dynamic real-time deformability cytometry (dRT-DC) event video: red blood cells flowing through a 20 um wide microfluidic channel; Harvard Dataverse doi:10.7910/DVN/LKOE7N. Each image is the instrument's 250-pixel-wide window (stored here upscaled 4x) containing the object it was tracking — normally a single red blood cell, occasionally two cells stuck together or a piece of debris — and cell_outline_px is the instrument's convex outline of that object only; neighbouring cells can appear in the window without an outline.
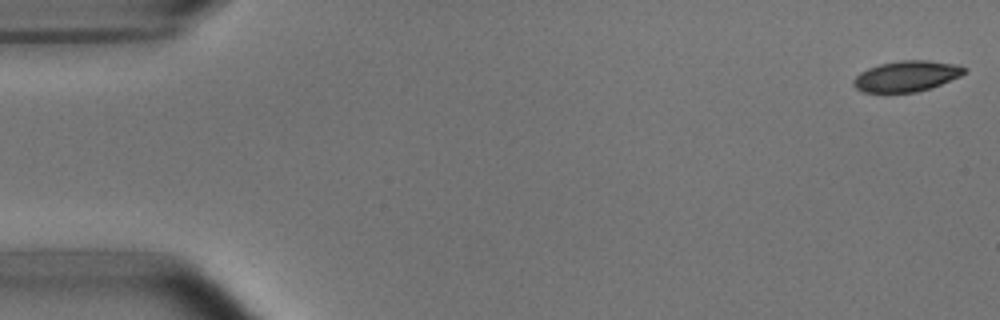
{"species": "common noctule bat (a hibernating species)", "species_latin": "Nyctalus noctula", "temperature_condition": "room temperature", "stored_images_in_passage": 52, "camera_frame_rate_fps": 3000, "um_per_image_px": 0.085, "animal": {"sex": "male", "body_mass_g": 15.6}, "frame": {"image": 1, "passage_image": 1, "time_ms": 0.0, "image_size_px": [1000, 320], "cell_outline_px": [[968, 72], [960, 76], [932, 88], [916, 92], [864, 92], [856, 88], [852, 84], [852, 80], [860, 72], [868, 68], [880, 64], [900, 60], [928, 60], [960, 64], [968, 68]], "centroid_in_image_um": [77.11, 6.46], "position_along_channel_um": 7.9, "area_um2": 20.11}}
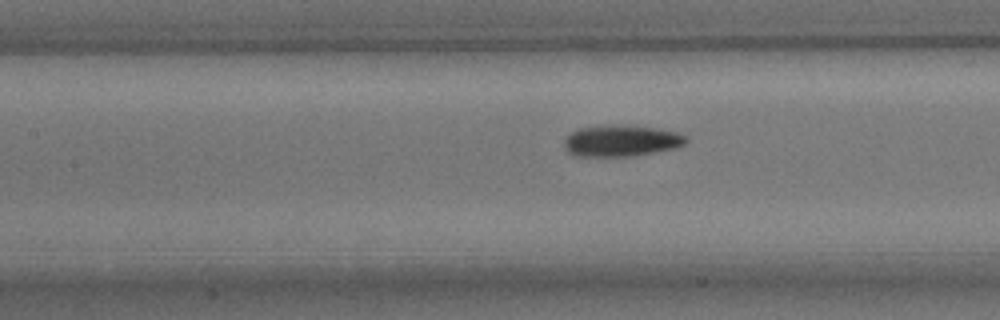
{"frame": {"image": 2, "passage_image": 23, "time_ms": 7.333, "image_size_px": [1000, 320], "cell_outline_px": [[688, 140], [684, 144], [676, 148], [628, 156], [576, 156], [568, 152], [564, 144], [564, 140], [576, 128], [656, 128], [676, 132], [684, 136]], "centroid_in_image_um": [52.8, 12.02], "position_along_channel_um": 154.6, "area_um2": 20.92}}
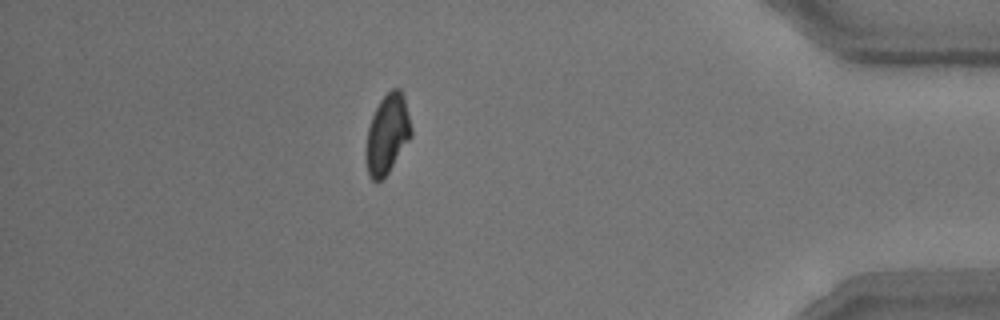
{"frame": {"image": 3, "passage_image": 46, "time_ms": 15.0, "image_size_px": [1000, 320], "cell_outline_px": [[412, 136], [388, 172], [380, 180], [372, 180], [368, 176], [364, 156], [364, 148], [368, 128], [372, 116], [380, 100], [392, 88], [400, 88], [404, 96], [412, 128]], "centroid_in_image_um": [32.9, 11.4], "position_along_channel_um": 402.3, "area_um2": 21.1}, "authors_computed_cell_mechanics": {"area_um2": 21.5016, "velocity_mm_per_s": 3.7928, "shape_relaxation_time_tau1_ms": 3.5534, "shape_relaxation_time_tau2_ms": 4.4828, "deformation_change_tau1": 0.122, "deformation_change_tau2": 0.0864}}